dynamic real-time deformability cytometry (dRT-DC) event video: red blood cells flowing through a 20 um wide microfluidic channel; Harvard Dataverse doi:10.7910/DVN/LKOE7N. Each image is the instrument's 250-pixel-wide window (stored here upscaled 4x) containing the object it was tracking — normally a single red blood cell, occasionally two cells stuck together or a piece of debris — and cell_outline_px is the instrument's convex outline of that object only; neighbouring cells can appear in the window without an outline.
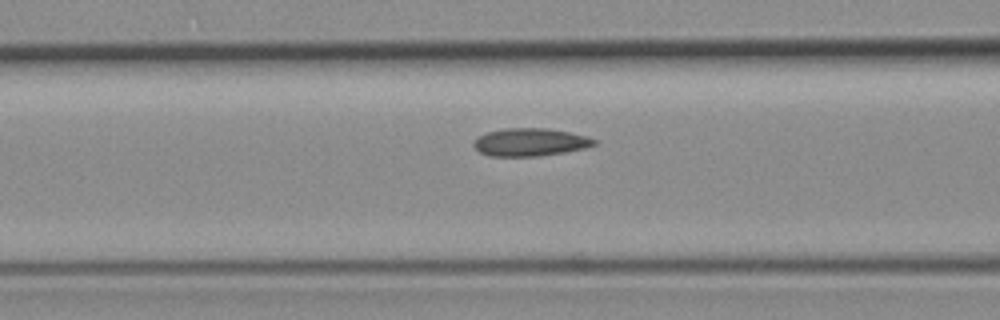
{"species": "common noctule bat (a hibernating species)", "species_latin": "Nyctalus noctula", "temperature_condition": "room temperature", "stored_images_in_passage": 29, "camera_frame_rate_fps": 3000, "um_per_image_px": 0.085, "animal": {"sex": "female", "body_mass_g": 19.3, "forearm_length_mm": 54.1}, "frame": {"image": 1, "passage_image": 17, "time_ms": 5.333, "image_size_px": [1000, 320], "cell_outline_px": [[596, 144], [588, 148], [540, 156], [488, 156], [480, 152], [472, 144], [476, 136], [488, 132], [504, 128], [548, 128], [588, 136], [596, 140]], "centroid_in_image_um": [45.06, 12.08], "position_along_channel_um": 121.5, "area_um2": 19.71}}
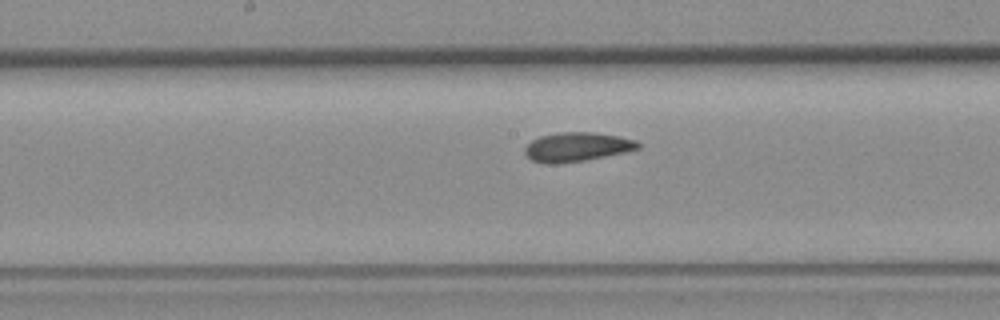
{"frame": {"image": 2, "passage_image": 23, "time_ms": 7.333, "image_size_px": [1000, 320], "cell_outline_px": [[640, 148], [624, 152], [584, 160], [556, 164], [544, 164], [532, 160], [524, 152], [524, 148], [532, 140], [540, 136], [560, 132], [592, 132], [620, 136], [636, 140], [640, 144]], "centroid_in_image_um": [49.03, 12.48], "position_along_channel_um": 199.2, "area_um2": 19.13}}
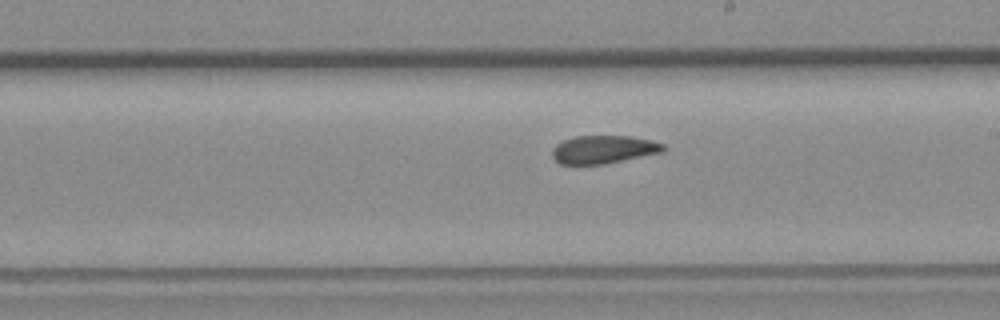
{"frame": {"image": 3, "passage_image": 26, "time_ms": 8.333, "image_size_px": [1000, 320], "cell_outline_px": [[668, 148], [664, 152], [604, 164], [560, 164], [552, 156], [552, 148], [556, 144], [564, 140], [576, 136], [632, 136], [652, 140], [664, 144]], "centroid_in_image_um": [51.34, 12.7], "position_along_channel_um": 237.7, "area_um2": 18.32}}